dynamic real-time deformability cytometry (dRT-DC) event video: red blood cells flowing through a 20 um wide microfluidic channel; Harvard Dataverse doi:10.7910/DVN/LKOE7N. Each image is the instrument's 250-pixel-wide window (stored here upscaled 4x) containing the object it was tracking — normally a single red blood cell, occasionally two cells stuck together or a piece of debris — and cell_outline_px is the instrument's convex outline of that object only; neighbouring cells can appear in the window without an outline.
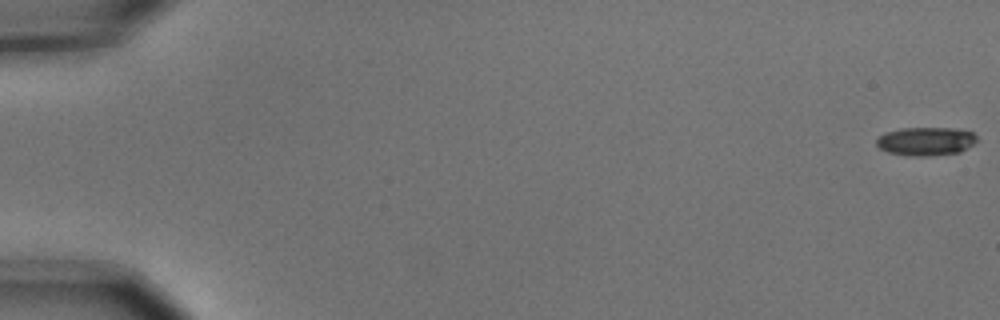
{"species": "common noctule bat (a hibernating species)", "species_latin": "Nyctalus noctula", "temperature_condition": "cold", "stored_images_in_passage": 7, "camera_frame_rate_fps": 3000, "um_per_image_px": 0.085, "animal": {"sex": "male", "body_mass_g": 15.6}, "frame": {"image": 1, "passage_image": 1, "time_ms": 0.0, "image_size_px": [1000, 320], "cell_outline_px": [[976, 140], [972, 144], [960, 152], [928, 156], [908, 156], [888, 152], [880, 148], [876, 144], [876, 140], [884, 132], [900, 128], [952, 128], [972, 132], [976, 136]], "centroid_in_image_um": [78.66, 12.01], "position_along_channel_um": 6.3, "area_um2": 16.59}}
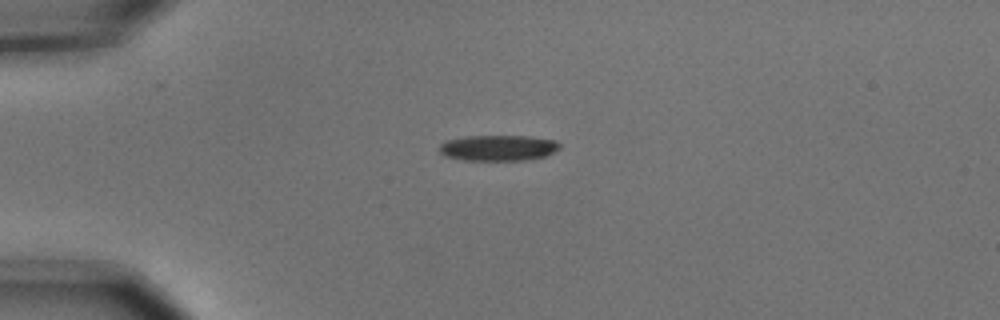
{"frame": {"image": 2, "passage_image": 5, "time_ms": 1.333, "image_size_px": [1000, 320], "cell_outline_px": [[560, 148], [544, 156], [524, 160], [464, 160], [444, 156], [440, 152], [440, 144], [444, 140], [464, 136], [528, 136], [556, 140], [560, 144]], "centroid_in_image_um": [42.31, 12.56], "position_along_channel_um": 42.7, "area_um2": 18.09}}
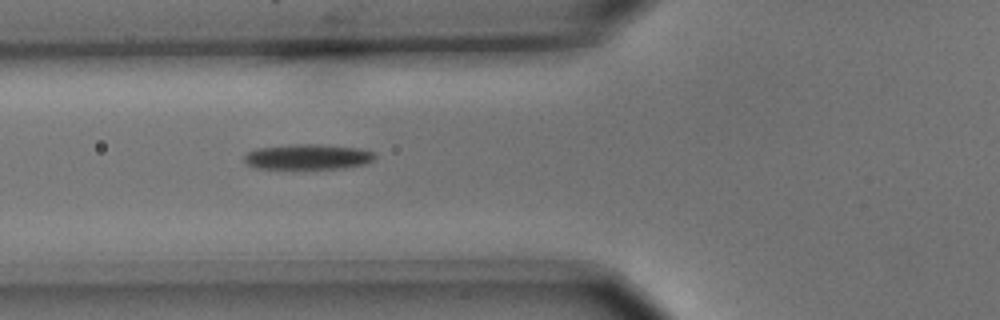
{"frame": {"image": 3, "passage_image": 7, "time_ms": 2.0, "image_size_px": [1000, 320], "cell_outline_px": [[376, 156], [368, 164], [344, 168], [256, 168], [248, 164], [244, 160], [244, 156], [248, 152], [256, 148], [296, 144], [320, 144], [360, 148], [376, 152]], "centroid_in_image_um": [26.23, 13.32], "position_along_channel_um": 99.6, "area_um2": 19.31}}